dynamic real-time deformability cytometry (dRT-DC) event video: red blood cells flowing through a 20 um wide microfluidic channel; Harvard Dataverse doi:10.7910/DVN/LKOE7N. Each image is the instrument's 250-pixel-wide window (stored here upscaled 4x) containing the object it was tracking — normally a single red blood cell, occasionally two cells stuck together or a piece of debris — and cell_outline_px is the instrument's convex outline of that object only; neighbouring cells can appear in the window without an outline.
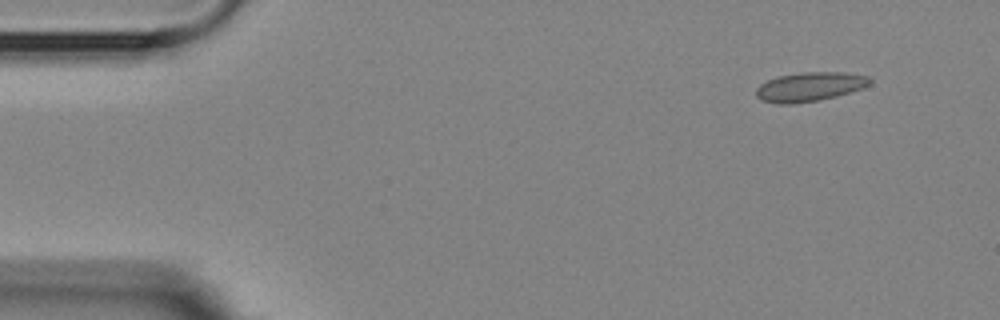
{"species": "Egyptian fruit bat (a non-hibernating species)", "species_latin": "Rousettus aegyptiacus", "temperature_condition": "room temperature", "stored_images_in_passage": 5, "camera_frame_rate_fps": 3000, "um_per_image_px": 0.085, "animal": {"sex": "female"}, "frame": {"image": 1, "passage_image": 1, "time_ms": 0.0, "image_size_px": [1000, 320], "cell_outline_px": [[872, 80], [868, 84], [860, 88], [836, 96], [820, 100], [792, 104], [776, 104], [760, 100], [756, 96], [756, 88], [760, 84], [776, 76], [800, 72], [844, 72], [868, 76]], "centroid_in_image_um": [68.76, 7.37], "position_along_channel_um": 16.2, "area_um2": 19.36}}
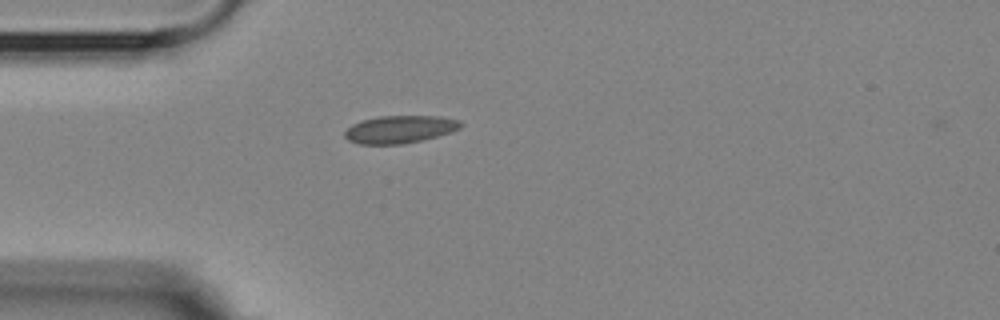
{"frame": {"image": 2, "passage_image": 4, "time_ms": 3.333, "image_size_px": [1000, 320], "cell_outline_px": [[464, 124], [460, 128], [452, 132], [420, 140], [400, 144], [360, 144], [348, 140], [344, 136], [344, 132], [352, 124], [364, 120], [380, 116], [440, 116], [460, 120]], "centroid_in_image_um": [34.01, 10.98], "position_along_channel_um": 51.0, "area_um2": 18.55}}